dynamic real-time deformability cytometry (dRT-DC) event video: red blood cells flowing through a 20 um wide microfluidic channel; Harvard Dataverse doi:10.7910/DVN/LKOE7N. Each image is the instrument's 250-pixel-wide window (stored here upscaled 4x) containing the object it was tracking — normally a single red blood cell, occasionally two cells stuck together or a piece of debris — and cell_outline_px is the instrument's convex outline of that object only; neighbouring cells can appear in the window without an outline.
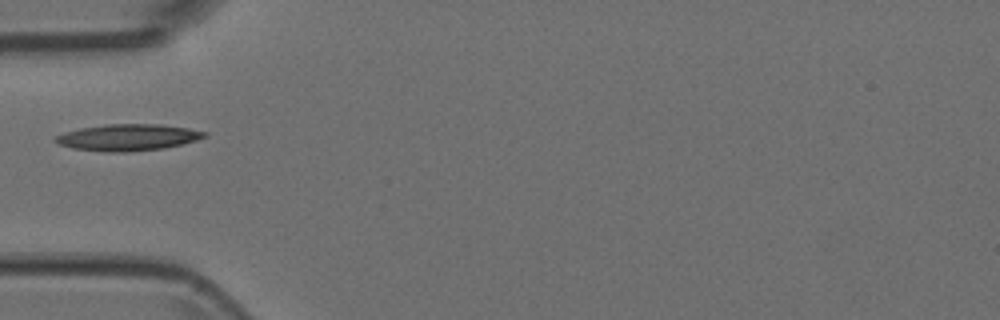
{"species": "Egyptian fruit bat (a non-hibernating species)", "species_latin": "Rousettus aegyptiacus", "temperature_condition": "room temperature", "stored_images_in_passage": 2, "camera_frame_rate_fps": 3000, "um_per_image_px": 0.085, "animal": {"sex": "female"}, "frame": {"image": 1, "passage_image": 1, "time_ms": 0.0, "image_size_px": [1000, 320], "cell_outline_px": [[208, 136], [196, 140], [164, 148], [124, 152], [108, 152], [72, 148], [60, 144], [52, 140], [56, 136], [64, 132], [80, 128], [104, 124], [160, 124], [188, 128], [208, 132]], "centroid_in_image_um": [10.87, 11.67], "position_along_channel_um": 74.1, "area_um2": 23.0}}
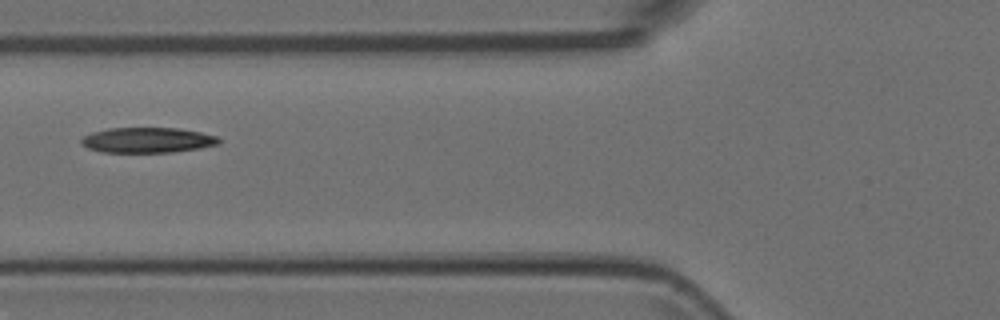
{"frame": {"image": 2, "passage_image": 2, "time_ms": 0.333, "image_size_px": [1000, 320], "cell_outline_px": [[220, 144], [200, 148], [172, 152], [104, 152], [88, 148], [80, 144], [80, 140], [84, 136], [92, 132], [108, 128], [180, 128], [200, 132], [216, 136], [220, 140]], "centroid_in_image_um": [12.53, 11.91], "position_along_channel_um": 113.3, "area_um2": 20.29}}